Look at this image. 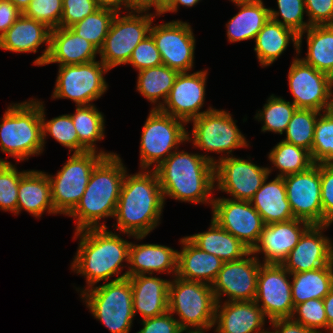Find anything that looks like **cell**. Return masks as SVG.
I'll return each mask as SVG.
<instances>
[{
    "mask_svg": "<svg viewBox=\"0 0 333 333\" xmlns=\"http://www.w3.org/2000/svg\"><path fill=\"white\" fill-rule=\"evenodd\" d=\"M22 12L9 0H0V37L16 22Z\"/></svg>",
    "mask_w": 333,
    "mask_h": 333,
    "instance_id": "obj_53",
    "label": "cell"
},
{
    "mask_svg": "<svg viewBox=\"0 0 333 333\" xmlns=\"http://www.w3.org/2000/svg\"><path fill=\"white\" fill-rule=\"evenodd\" d=\"M63 0H32L23 14L35 21L45 24L48 28L60 27L63 15Z\"/></svg>",
    "mask_w": 333,
    "mask_h": 333,
    "instance_id": "obj_47",
    "label": "cell"
},
{
    "mask_svg": "<svg viewBox=\"0 0 333 333\" xmlns=\"http://www.w3.org/2000/svg\"><path fill=\"white\" fill-rule=\"evenodd\" d=\"M116 12L99 8L92 14L72 25L70 29L78 36L88 40L98 50L103 46Z\"/></svg>",
    "mask_w": 333,
    "mask_h": 333,
    "instance_id": "obj_40",
    "label": "cell"
},
{
    "mask_svg": "<svg viewBox=\"0 0 333 333\" xmlns=\"http://www.w3.org/2000/svg\"><path fill=\"white\" fill-rule=\"evenodd\" d=\"M148 12L149 10H132L125 16L116 13L99 50L100 59L109 70L127 64L134 48L149 35L153 20L159 14Z\"/></svg>",
    "mask_w": 333,
    "mask_h": 333,
    "instance_id": "obj_10",
    "label": "cell"
},
{
    "mask_svg": "<svg viewBox=\"0 0 333 333\" xmlns=\"http://www.w3.org/2000/svg\"><path fill=\"white\" fill-rule=\"evenodd\" d=\"M144 123L140 138V167L150 170L155 164L154 170L179 148L178 145L188 142V131L184 126L187 123L159 109H151Z\"/></svg>",
    "mask_w": 333,
    "mask_h": 333,
    "instance_id": "obj_8",
    "label": "cell"
},
{
    "mask_svg": "<svg viewBox=\"0 0 333 333\" xmlns=\"http://www.w3.org/2000/svg\"><path fill=\"white\" fill-rule=\"evenodd\" d=\"M201 0H169L161 9V11L158 13L159 16L162 14H165L167 12H177L180 5L185 7H193L197 3H199Z\"/></svg>",
    "mask_w": 333,
    "mask_h": 333,
    "instance_id": "obj_56",
    "label": "cell"
},
{
    "mask_svg": "<svg viewBox=\"0 0 333 333\" xmlns=\"http://www.w3.org/2000/svg\"><path fill=\"white\" fill-rule=\"evenodd\" d=\"M329 226L311 224L281 265L290 274L333 265V242L322 233Z\"/></svg>",
    "mask_w": 333,
    "mask_h": 333,
    "instance_id": "obj_21",
    "label": "cell"
},
{
    "mask_svg": "<svg viewBox=\"0 0 333 333\" xmlns=\"http://www.w3.org/2000/svg\"><path fill=\"white\" fill-rule=\"evenodd\" d=\"M295 315L297 317H295ZM291 319L301 325L310 328L316 333H328V321L325 314L323 299H309L294 306Z\"/></svg>",
    "mask_w": 333,
    "mask_h": 333,
    "instance_id": "obj_46",
    "label": "cell"
},
{
    "mask_svg": "<svg viewBox=\"0 0 333 333\" xmlns=\"http://www.w3.org/2000/svg\"><path fill=\"white\" fill-rule=\"evenodd\" d=\"M178 74V71L163 64L142 69L138 71L136 89L151 104H156L152 109H160L166 101Z\"/></svg>",
    "mask_w": 333,
    "mask_h": 333,
    "instance_id": "obj_36",
    "label": "cell"
},
{
    "mask_svg": "<svg viewBox=\"0 0 333 333\" xmlns=\"http://www.w3.org/2000/svg\"><path fill=\"white\" fill-rule=\"evenodd\" d=\"M205 331L208 330H204V329H186V330H181L179 333H204Z\"/></svg>",
    "mask_w": 333,
    "mask_h": 333,
    "instance_id": "obj_60",
    "label": "cell"
},
{
    "mask_svg": "<svg viewBox=\"0 0 333 333\" xmlns=\"http://www.w3.org/2000/svg\"><path fill=\"white\" fill-rule=\"evenodd\" d=\"M178 250L160 244L130 243L128 277L158 273L177 274ZM174 273V274H173Z\"/></svg>",
    "mask_w": 333,
    "mask_h": 333,
    "instance_id": "obj_25",
    "label": "cell"
},
{
    "mask_svg": "<svg viewBox=\"0 0 333 333\" xmlns=\"http://www.w3.org/2000/svg\"><path fill=\"white\" fill-rule=\"evenodd\" d=\"M97 3V6L99 8L103 9H110L115 11L116 13H121L122 6L129 12V10H133L129 5H128V0H95Z\"/></svg>",
    "mask_w": 333,
    "mask_h": 333,
    "instance_id": "obj_55",
    "label": "cell"
},
{
    "mask_svg": "<svg viewBox=\"0 0 333 333\" xmlns=\"http://www.w3.org/2000/svg\"><path fill=\"white\" fill-rule=\"evenodd\" d=\"M9 1L23 13L32 0H9Z\"/></svg>",
    "mask_w": 333,
    "mask_h": 333,
    "instance_id": "obj_59",
    "label": "cell"
},
{
    "mask_svg": "<svg viewBox=\"0 0 333 333\" xmlns=\"http://www.w3.org/2000/svg\"><path fill=\"white\" fill-rule=\"evenodd\" d=\"M91 314L111 333H130L134 320L132 288L129 278L77 289Z\"/></svg>",
    "mask_w": 333,
    "mask_h": 333,
    "instance_id": "obj_6",
    "label": "cell"
},
{
    "mask_svg": "<svg viewBox=\"0 0 333 333\" xmlns=\"http://www.w3.org/2000/svg\"><path fill=\"white\" fill-rule=\"evenodd\" d=\"M323 303L328 321V333H333V288L323 298Z\"/></svg>",
    "mask_w": 333,
    "mask_h": 333,
    "instance_id": "obj_57",
    "label": "cell"
},
{
    "mask_svg": "<svg viewBox=\"0 0 333 333\" xmlns=\"http://www.w3.org/2000/svg\"><path fill=\"white\" fill-rule=\"evenodd\" d=\"M53 99H70L76 106L91 105L107 90L103 75L110 71L100 61L59 66Z\"/></svg>",
    "mask_w": 333,
    "mask_h": 333,
    "instance_id": "obj_11",
    "label": "cell"
},
{
    "mask_svg": "<svg viewBox=\"0 0 333 333\" xmlns=\"http://www.w3.org/2000/svg\"><path fill=\"white\" fill-rule=\"evenodd\" d=\"M270 325L274 331L269 333H316L300 323L293 321L291 318L275 319L270 321Z\"/></svg>",
    "mask_w": 333,
    "mask_h": 333,
    "instance_id": "obj_54",
    "label": "cell"
},
{
    "mask_svg": "<svg viewBox=\"0 0 333 333\" xmlns=\"http://www.w3.org/2000/svg\"><path fill=\"white\" fill-rule=\"evenodd\" d=\"M51 29L45 24L26 17L23 13L0 37V49L16 53H36L40 45L46 44L42 55L33 61L34 65L45 66L50 51Z\"/></svg>",
    "mask_w": 333,
    "mask_h": 333,
    "instance_id": "obj_23",
    "label": "cell"
},
{
    "mask_svg": "<svg viewBox=\"0 0 333 333\" xmlns=\"http://www.w3.org/2000/svg\"><path fill=\"white\" fill-rule=\"evenodd\" d=\"M116 153H73L56 175H48L51 183L52 202L58 214L68 215L79 203L95 166L105 157Z\"/></svg>",
    "mask_w": 333,
    "mask_h": 333,
    "instance_id": "obj_9",
    "label": "cell"
},
{
    "mask_svg": "<svg viewBox=\"0 0 333 333\" xmlns=\"http://www.w3.org/2000/svg\"><path fill=\"white\" fill-rule=\"evenodd\" d=\"M310 26L333 25V0H304Z\"/></svg>",
    "mask_w": 333,
    "mask_h": 333,
    "instance_id": "obj_51",
    "label": "cell"
},
{
    "mask_svg": "<svg viewBox=\"0 0 333 333\" xmlns=\"http://www.w3.org/2000/svg\"><path fill=\"white\" fill-rule=\"evenodd\" d=\"M190 122H193V129L192 135L188 132L187 140H192L194 147L204 151L225 153L230 157L235 149L249 145L228 111L214 108Z\"/></svg>",
    "mask_w": 333,
    "mask_h": 333,
    "instance_id": "obj_12",
    "label": "cell"
},
{
    "mask_svg": "<svg viewBox=\"0 0 333 333\" xmlns=\"http://www.w3.org/2000/svg\"><path fill=\"white\" fill-rule=\"evenodd\" d=\"M307 33V54L301 60L333 78V25H314L298 36V53L301 52L303 34Z\"/></svg>",
    "mask_w": 333,
    "mask_h": 333,
    "instance_id": "obj_33",
    "label": "cell"
},
{
    "mask_svg": "<svg viewBox=\"0 0 333 333\" xmlns=\"http://www.w3.org/2000/svg\"><path fill=\"white\" fill-rule=\"evenodd\" d=\"M212 156L185 151H174L154 171L166 197L194 204L207 203L212 206L211 196L215 189V164ZM212 197V198H211Z\"/></svg>",
    "mask_w": 333,
    "mask_h": 333,
    "instance_id": "obj_2",
    "label": "cell"
},
{
    "mask_svg": "<svg viewBox=\"0 0 333 333\" xmlns=\"http://www.w3.org/2000/svg\"><path fill=\"white\" fill-rule=\"evenodd\" d=\"M79 138V153L97 151L96 141L104 139L105 120L94 104L76 106L70 114Z\"/></svg>",
    "mask_w": 333,
    "mask_h": 333,
    "instance_id": "obj_37",
    "label": "cell"
},
{
    "mask_svg": "<svg viewBox=\"0 0 333 333\" xmlns=\"http://www.w3.org/2000/svg\"><path fill=\"white\" fill-rule=\"evenodd\" d=\"M169 0H157V13H159L162 7L168 2Z\"/></svg>",
    "mask_w": 333,
    "mask_h": 333,
    "instance_id": "obj_61",
    "label": "cell"
},
{
    "mask_svg": "<svg viewBox=\"0 0 333 333\" xmlns=\"http://www.w3.org/2000/svg\"><path fill=\"white\" fill-rule=\"evenodd\" d=\"M310 155L314 163H333V113L329 110L320 114L315 123Z\"/></svg>",
    "mask_w": 333,
    "mask_h": 333,
    "instance_id": "obj_43",
    "label": "cell"
},
{
    "mask_svg": "<svg viewBox=\"0 0 333 333\" xmlns=\"http://www.w3.org/2000/svg\"><path fill=\"white\" fill-rule=\"evenodd\" d=\"M107 228L75 231L74 239L79 237L80 241L71 269L86 278L88 285L85 289L95 286L101 280L108 282L114 274L118 276L116 281L127 278L126 272L121 276L119 273L125 267L122 263L128 264L131 242Z\"/></svg>",
    "mask_w": 333,
    "mask_h": 333,
    "instance_id": "obj_3",
    "label": "cell"
},
{
    "mask_svg": "<svg viewBox=\"0 0 333 333\" xmlns=\"http://www.w3.org/2000/svg\"><path fill=\"white\" fill-rule=\"evenodd\" d=\"M126 172L127 169L117 154L105 156L95 166L83 196L67 215L75 219V231L107 227L99 221L114 217Z\"/></svg>",
    "mask_w": 333,
    "mask_h": 333,
    "instance_id": "obj_4",
    "label": "cell"
},
{
    "mask_svg": "<svg viewBox=\"0 0 333 333\" xmlns=\"http://www.w3.org/2000/svg\"><path fill=\"white\" fill-rule=\"evenodd\" d=\"M266 102L254 118L263 122L262 132L270 131L282 135L297 107L292 102L273 94Z\"/></svg>",
    "mask_w": 333,
    "mask_h": 333,
    "instance_id": "obj_39",
    "label": "cell"
},
{
    "mask_svg": "<svg viewBox=\"0 0 333 333\" xmlns=\"http://www.w3.org/2000/svg\"><path fill=\"white\" fill-rule=\"evenodd\" d=\"M0 148L17 162L44 151L40 100L8 106L0 123Z\"/></svg>",
    "mask_w": 333,
    "mask_h": 333,
    "instance_id": "obj_5",
    "label": "cell"
},
{
    "mask_svg": "<svg viewBox=\"0 0 333 333\" xmlns=\"http://www.w3.org/2000/svg\"><path fill=\"white\" fill-rule=\"evenodd\" d=\"M329 111L333 113V86H332V91H331V104H330Z\"/></svg>",
    "mask_w": 333,
    "mask_h": 333,
    "instance_id": "obj_63",
    "label": "cell"
},
{
    "mask_svg": "<svg viewBox=\"0 0 333 333\" xmlns=\"http://www.w3.org/2000/svg\"><path fill=\"white\" fill-rule=\"evenodd\" d=\"M163 192L154 170L125 174L115 215L117 230L142 240L158 225L164 207Z\"/></svg>",
    "mask_w": 333,
    "mask_h": 333,
    "instance_id": "obj_1",
    "label": "cell"
},
{
    "mask_svg": "<svg viewBox=\"0 0 333 333\" xmlns=\"http://www.w3.org/2000/svg\"><path fill=\"white\" fill-rule=\"evenodd\" d=\"M128 5L133 10H150L154 7L157 12V0H128Z\"/></svg>",
    "mask_w": 333,
    "mask_h": 333,
    "instance_id": "obj_58",
    "label": "cell"
},
{
    "mask_svg": "<svg viewBox=\"0 0 333 333\" xmlns=\"http://www.w3.org/2000/svg\"><path fill=\"white\" fill-rule=\"evenodd\" d=\"M149 34L160 52L163 65L179 73L193 68L196 40L189 23L173 20L151 25Z\"/></svg>",
    "mask_w": 333,
    "mask_h": 333,
    "instance_id": "obj_16",
    "label": "cell"
},
{
    "mask_svg": "<svg viewBox=\"0 0 333 333\" xmlns=\"http://www.w3.org/2000/svg\"><path fill=\"white\" fill-rule=\"evenodd\" d=\"M298 34L269 18L255 38L254 51L261 67L272 65L292 41L298 53Z\"/></svg>",
    "mask_w": 333,
    "mask_h": 333,
    "instance_id": "obj_32",
    "label": "cell"
},
{
    "mask_svg": "<svg viewBox=\"0 0 333 333\" xmlns=\"http://www.w3.org/2000/svg\"><path fill=\"white\" fill-rule=\"evenodd\" d=\"M207 71L205 69L193 73H179L166 101L159 110L187 124L192 119L213 110L214 108L210 106L205 111L199 112L205 101Z\"/></svg>",
    "mask_w": 333,
    "mask_h": 333,
    "instance_id": "obj_20",
    "label": "cell"
},
{
    "mask_svg": "<svg viewBox=\"0 0 333 333\" xmlns=\"http://www.w3.org/2000/svg\"><path fill=\"white\" fill-rule=\"evenodd\" d=\"M202 251L213 254L224 263L246 256L251 250L228 231L220 227L213 219L208 230L186 236Z\"/></svg>",
    "mask_w": 333,
    "mask_h": 333,
    "instance_id": "obj_31",
    "label": "cell"
},
{
    "mask_svg": "<svg viewBox=\"0 0 333 333\" xmlns=\"http://www.w3.org/2000/svg\"><path fill=\"white\" fill-rule=\"evenodd\" d=\"M212 219L240 240L250 250L258 243L264 222L250 201L216 198L212 202Z\"/></svg>",
    "mask_w": 333,
    "mask_h": 333,
    "instance_id": "obj_17",
    "label": "cell"
},
{
    "mask_svg": "<svg viewBox=\"0 0 333 333\" xmlns=\"http://www.w3.org/2000/svg\"><path fill=\"white\" fill-rule=\"evenodd\" d=\"M267 180L268 177L250 200L252 206L261 215L264 224L269 225L294 219L287 200L284 177L277 176L270 182Z\"/></svg>",
    "mask_w": 333,
    "mask_h": 333,
    "instance_id": "obj_30",
    "label": "cell"
},
{
    "mask_svg": "<svg viewBox=\"0 0 333 333\" xmlns=\"http://www.w3.org/2000/svg\"><path fill=\"white\" fill-rule=\"evenodd\" d=\"M99 50L70 28L58 27L50 32V51L45 65L84 64L96 60Z\"/></svg>",
    "mask_w": 333,
    "mask_h": 333,
    "instance_id": "obj_27",
    "label": "cell"
},
{
    "mask_svg": "<svg viewBox=\"0 0 333 333\" xmlns=\"http://www.w3.org/2000/svg\"><path fill=\"white\" fill-rule=\"evenodd\" d=\"M310 225L297 218L264 225L259 241L251 252L255 255L262 253L263 264H282Z\"/></svg>",
    "mask_w": 333,
    "mask_h": 333,
    "instance_id": "obj_22",
    "label": "cell"
},
{
    "mask_svg": "<svg viewBox=\"0 0 333 333\" xmlns=\"http://www.w3.org/2000/svg\"><path fill=\"white\" fill-rule=\"evenodd\" d=\"M321 113L311 109H296L288 123L283 141L311 152L315 123Z\"/></svg>",
    "mask_w": 333,
    "mask_h": 333,
    "instance_id": "obj_41",
    "label": "cell"
},
{
    "mask_svg": "<svg viewBox=\"0 0 333 333\" xmlns=\"http://www.w3.org/2000/svg\"><path fill=\"white\" fill-rule=\"evenodd\" d=\"M288 84L297 109L328 111L331 104L333 78L306 64L301 58L292 60L288 72Z\"/></svg>",
    "mask_w": 333,
    "mask_h": 333,
    "instance_id": "obj_13",
    "label": "cell"
},
{
    "mask_svg": "<svg viewBox=\"0 0 333 333\" xmlns=\"http://www.w3.org/2000/svg\"><path fill=\"white\" fill-rule=\"evenodd\" d=\"M323 224L333 223V163L321 164Z\"/></svg>",
    "mask_w": 333,
    "mask_h": 333,
    "instance_id": "obj_50",
    "label": "cell"
},
{
    "mask_svg": "<svg viewBox=\"0 0 333 333\" xmlns=\"http://www.w3.org/2000/svg\"><path fill=\"white\" fill-rule=\"evenodd\" d=\"M222 303L216 304V333H269L263 328L266 316L255 301Z\"/></svg>",
    "mask_w": 333,
    "mask_h": 333,
    "instance_id": "obj_24",
    "label": "cell"
},
{
    "mask_svg": "<svg viewBox=\"0 0 333 333\" xmlns=\"http://www.w3.org/2000/svg\"><path fill=\"white\" fill-rule=\"evenodd\" d=\"M230 1H232L235 4V3H244V2H254L258 0H230Z\"/></svg>",
    "mask_w": 333,
    "mask_h": 333,
    "instance_id": "obj_62",
    "label": "cell"
},
{
    "mask_svg": "<svg viewBox=\"0 0 333 333\" xmlns=\"http://www.w3.org/2000/svg\"><path fill=\"white\" fill-rule=\"evenodd\" d=\"M173 278L168 288V311L179 316L176 320L180 328L210 330L214 327L217 301L212 286Z\"/></svg>",
    "mask_w": 333,
    "mask_h": 333,
    "instance_id": "obj_7",
    "label": "cell"
},
{
    "mask_svg": "<svg viewBox=\"0 0 333 333\" xmlns=\"http://www.w3.org/2000/svg\"><path fill=\"white\" fill-rule=\"evenodd\" d=\"M131 282L134 315L140 313L142 320L168 312V288L170 279L152 274L128 277Z\"/></svg>",
    "mask_w": 333,
    "mask_h": 333,
    "instance_id": "obj_26",
    "label": "cell"
},
{
    "mask_svg": "<svg viewBox=\"0 0 333 333\" xmlns=\"http://www.w3.org/2000/svg\"><path fill=\"white\" fill-rule=\"evenodd\" d=\"M239 12L228 23L227 38L229 42H240L255 39L258 32L269 20V8L262 0L254 2L235 3Z\"/></svg>",
    "mask_w": 333,
    "mask_h": 333,
    "instance_id": "obj_34",
    "label": "cell"
},
{
    "mask_svg": "<svg viewBox=\"0 0 333 333\" xmlns=\"http://www.w3.org/2000/svg\"><path fill=\"white\" fill-rule=\"evenodd\" d=\"M141 322L143 328L137 333H179L182 330L176 318L169 311Z\"/></svg>",
    "mask_w": 333,
    "mask_h": 333,
    "instance_id": "obj_52",
    "label": "cell"
},
{
    "mask_svg": "<svg viewBox=\"0 0 333 333\" xmlns=\"http://www.w3.org/2000/svg\"><path fill=\"white\" fill-rule=\"evenodd\" d=\"M284 183L294 218L323 224L321 164L315 163L304 172L285 176Z\"/></svg>",
    "mask_w": 333,
    "mask_h": 333,
    "instance_id": "obj_19",
    "label": "cell"
},
{
    "mask_svg": "<svg viewBox=\"0 0 333 333\" xmlns=\"http://www.w3.org/2000/svg\"><path fill=\"white\" fill-rule=\"evenodd\" d=\"M290 276L291 274L281 264L260 265L255 303L268 317L269 322L291 318L293 314Z\"/></svg>",
    "mask_w": 333,
    "mask_h": 333,
    "instance_id": "obj_15",
    "label": "cell"
},
{
    "mask_svg": "<svg viewBox=\"0 0 333 333\" xmlns=\"http://www.w3.org/2000/svg\"><path fill=\"white\" fill-rule=\"evenodd\" d=\"M60 27L70 28L75 23L99 9L95 0H63Z\"/></svg>",
    "mask_w": 333,
    "mask_h": 333,
    "instance_id": "obj_49",
    "label": "cell"
},
{
    "mask_svg": "<svg viewBox=\"0 0 333 333\" xmlns=\"http://www.w3.org/2000/svg\"><path fill=\"white\" fill-rule=\"evenodd\" d=\"M215 188L226 192L232 199L250 201L272 172L271 167H262L243 158L221 156L216 159Z\"/></svg>",
    "mask_w": 333,
    "mask_h": 333,
    "instance_id": "obj_14",
    "label": "cell"
},
{
    "mask_svg": "<svg viewBox=\"0 0 333 333\" xmlns=\"http://www.w3.org/2000/svg\"><path fill=\"white\" fill-rule=\"evenodd\" d=\"M22 210L35 218H40L44 212L58 214L52 202L51 183L48 174L42 171L28 170L20 179L18 186V215Z\"/></svg>",
    "mask_w": 333,
    "mask_h": 333,
    "instance_id": "obj_29",
    "label": "cell"
},
{
    "mask_svg": "<svg viewBox=\"0 0 333 333\" xmlns=\"http://www.w3.org/2000/svg\"><path fill=\"white\" fill-rule=\"evenodd\" d=\"M268 159L279 169L278 177L304 172L315 164L308 150L283 139L270 150Z\"/></svg>",
    "mask_w": 333,
    "mask_h": 333,
    "instance_id": "obj_38",
    "label": "cell"
},
{
    "mask_svg": "<svg viewBox=\"0 0 333 333\" xmlns=\"http://www.w3.org/2000/svg\"><path fill=\"white\" fill-rule=\"evenodd\" d=\"M180 244L182 249L178 251L176 276L212 285L224 262L213 254L199 249L187 237L181 238Z\"/></svg>",
    "mask_w": 333,
    "mask_h": 333,
    "instance_id": "obj_28",
    "label": "cell"
},
{
    "mask_svg": "<svg viewBox=\"0 0 333 333\" xmlns=\"http://www.w3.org/2000/svg\"><path fill=\"white\" fill-rule=\"evenodd\" d=\"M27 172H19L11 162L0 158V210L17 212L18 186Z\"/></svg>",
    "mask_w": 333,
    "mask_h": 333,
    "instance_id": "obj_44",
    "label": "cell"
},
{
    "mask_svg": "<svg viewBox=\"0 0 333 333\" xmlns=\"http://www.w3.org/2000/svg\"><path fill=\"white\" fill-rule=\"evenodd\" d=\"M293 305L301 304L309 299H323L333 288V265L292 273Z\"/></svg>",
    "mask_w": 333,
    "mask_h": 333,
    "instance_id": "obj_35",
    "label": "cell"
},
{
    "mask_svg": "<svg viewBox=\"0 0 333 333\" xmlns=\"http://www.w3.org/2000/svg\"><path fill=\"white\" fill-rule=\"evenodd\" d=\"M278 11L269 8L270 19L294 30L298 35L310 27L304 20L306 7L304 0H277ZM279 15L283 20L279 19Z\"/></svg>",
    "mask_w": 333,
    "mask_h": 333,
    "instance_id": "obj_45",
    "label": "cell"
},
{
    "mask_svg": "<svg viewBox=\"0 0 333 333\" xmlns=\"http://www.w3.org/2000/svg\"><path fill=\"white\" fill-rule=\"evenodd\" d=\"M44 102H41V121L43 133V147L49 134L61 145L69 148L70 153H79V138L70 114L59 115L47 120L45 118Z\"/></svg>",
    "mask_w": 333,
    "mask_h": 333,
    "instance_id": "obj_42",
    "label": "cell"
},
{
    "mask_svg": "<svg viewBox=\"0 0 333 333\" xmlns=\"http://www.w3.org/2000/svg\"><path fill=\"white\" fill-rule=\"evenodd\" d=\"M127 64H131L138 71L163 64L160 52L150 34L134 48Z\"/></svg>",
    "mask_w": 333,
    "mask_h": 333,
    "instance_id": "obj_48",
    "label": "cell"
},
{
    "mask_svg": "<svg viewBox=\"0 0 333 333\" xmlns=\"http://www.w3.org/2000/svg\"><path fill=\"white\" fill-rule=\"evenodd\" d=\"M251 255V257H250ZM253 255V256H252ZM262 263L251 251L243 258L225 262L211 285L216 301H255L257 280Z\"/></svg>",
    "mask_w": 333,
    "mask_h": 333,
    "instance_id": "obj_18",
    "label": "cell"
}]
</instances>
